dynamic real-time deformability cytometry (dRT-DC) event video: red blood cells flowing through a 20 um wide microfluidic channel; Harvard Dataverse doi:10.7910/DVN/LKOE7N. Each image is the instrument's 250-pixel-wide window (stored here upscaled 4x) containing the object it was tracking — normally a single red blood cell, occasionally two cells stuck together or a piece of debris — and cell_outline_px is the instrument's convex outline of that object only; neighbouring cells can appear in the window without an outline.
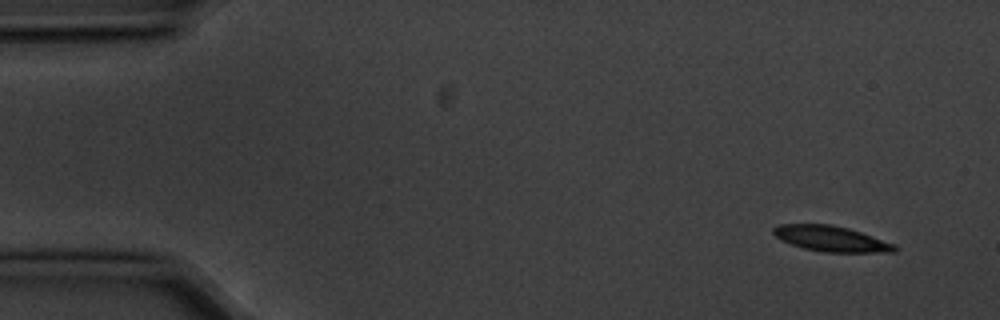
{"species": "common noctule bat (a hibernating species)", "species_latin": "Nyctalus noctula", "temperature_condition": "cold", "stored_images_in_passage": 5, "camera_frame_rate_fps": 3000, "um_per_image_px": 0.085, "animal": {"sex": "male", "body_mass_g": 20.1, "forearm_length_mm": 53.5}, "frame": {"image": 1, "passage_image": 1, "time_ms": 0.0, "image_size_px": [1000, 320], "cell_outline_px": [[896, 252], [824, 252], [804, 248], [792, 244], [776, 236], [772, 232], [772, 228], [780, 224], [828, 224], [848, 228], [896, 244]], "centroid_in_image_um": [70.66, 20.29], "position_along_channel_um": 14.3, "area_um2": 17.8}}
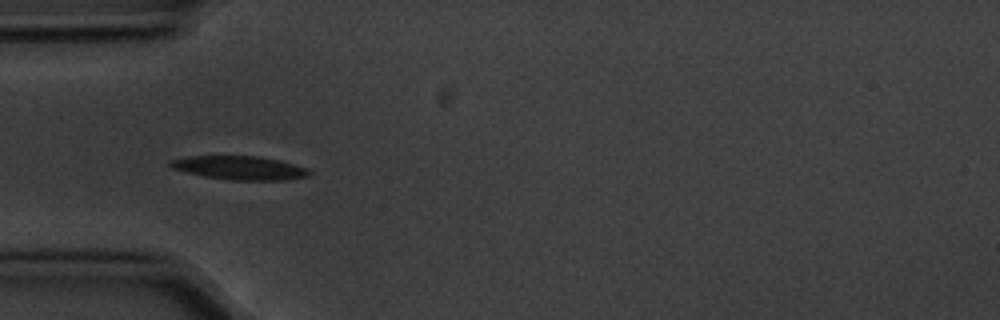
{"frame": {"image": 2, "passage_image": 4, "time_ms": 1.0, "image_size_px": [1000, 320], "cell_outline_px": [[312, 172], [308, 176], [288, 180], [232, 180], [204, 176], [172, 168], [168, 164], [172, 160], [188, 156], [260, 156], [280, 160], [308, 168]], "centroid_in_image_um": [20.43, 14.26], "position_along_channel_um": 64.6, "area_um2": 19.13}}